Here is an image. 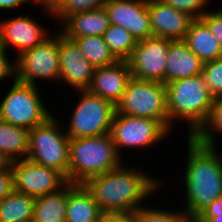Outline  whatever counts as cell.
Wrapping results in <instances>:
<instances>
[{"mask_svg":"<svg viewBox=\"0 0 222 222\" xmlns=\"http://www.w3.org/2000/svg\"><path fill=\"white\" fill-rule=\"evenodd\" d=\"M168 48L169 39L162 37L151 36L138 41L130 57L126 60L132 78L165 84Z\"/></svg>","mask_w":222,"mask_h":222,"instance_id":"11","label":"cell"},{"mask_svg":"<svg viewBox=\"0 0 222 222\" xmlns=\"http://www.w3.org/2000/svg\"><path fill=\"white\" fill-rule=\"evenodd\" d=\"M75 183L67 182L58 191L36 198L34 204V222H66L68 192Z\"/></svg>","mask_w":222,"mask_h":222,"instance_id":"22","label":"cell"},{"mask_svg":"<svg viewBox=\"0 0 222 222\" xmlns=\"http://www.w3.org/2000/svg\"><path fill=\"white\" fill-rule=\"evenodd\" d=\"M104 8L110 24L123 27L137 42L152 36L148 0H110Z\"/></svg>","mask_w":222,"mask_h":222,"instance_id":"13","label":"cell"},{"mask_svg":"<svg viewBox=\"0 0 222 222\" xmlns=\"http://www.w3.org/2000/svg\"><path fill=\"white\" fill-rule=\"evenodd\" d=\"M165 85L169 132L174 127L172 122L182 120L189 126L187 136L192 137L207 120L214 98L206 88L201 74Z\"/></svg>","mask_w":222,"mask_h":222,"instance_id":"3","label":"cell"},{"mask_svg":"<svg viewBox=\"0 0 222 222\" xmlns=\"http://www.w3.org/2000/svg\"><path fill=\"white\" fill-rule=\"evenodd\" d=\"M109 133L70 139L68 182L84 184L89 178L123 164Z\"/></svg>","mask_w":222,"mask_h":222,"instance_id":"4","label":"cell"},{"mask_svg":"<svg viewBox=\"0 0 222 222\" xmlns=\"http://www.w3.org/2000/svg\"><path fill=\"white\" fill-rule=\"evenodd\" d=\"M14 190L12 168L0 172V201Z\"/></svg>","mask_w":222,"mask_h":222,"instance_id":"35","label":"cell"},{"mask_svg":"<svg viewBox=\"0 0 222 222\" xmlns=\"http://www.w3.org/2000/svg\"><path fill=\"white\" fill-rule=\"evenodd\" d=\"M203 66L204 62L189 49L184 40H169L165 84L199 75Z\"/></svg>","mask_w":222,"mask_h":222,"instance_id":"18","label":"cell"},{"mask_svg":"<svg viewBox=\"0 0 222 222\" xmlns=\"http://www.w3.org/2000/svg\"><path fill=\"white\" fill-rule=\"evenodd\" d=\"M62 25L59 32L73 40L82 36H102L110 26V20L105 8H100L72 15Z\"/></svg>","mask_w":222,"mask_h":222,"instance_id":"19","label":"cell"},{"mask_svg":"<svg viewBox=\"0 0 222 222\" xmlns=\"http://www.w3.org/2000/svg\"><path fill=\"white\" fill-rule=\"evenodd\" d=\"M194 219L197 222H222V196L212 201Z\"/></svg>","mask_w":222,"mask_h":222,"instance_id":"32","label":"cell"},{"mask_svg":"<svg viewBox=\"0 0 222 222\" xmlns=\"http://www.w3.org/2000/svg\"><path fill=\"white\" fill-rule=\"evenodd\" d=\"M178 11L185 12L194 19L201 18L208 10L209 0H160Z\"/></svg>","mask_w":222,"mask_h":222,"instance_id":"31","label":"cell"},{"mask_svg":"<svg viewBox=\"0 0 222 222\" xmlns=\"http://www.w3.org/2000/svg\"><path fill=\"white\" fill-rule=\"evenodd\" d=\"M201 76L212 97H222V57L204 63Z\"/></svg>","mask_w":222,"mask_h":222,"instance_id":"30","label":"cell"},{"mask_svg":"<svg viewBox=\"0 0 222 222\" xmlns=\"http://www.w3.org/2000/svg\"><path fill=\"white\" fill-rule=\"evenodd\" d=\"M14 190L38 198L61 189L67 179L57 170L29 159L12 161Z\"/></svg>","mask_w":222,"mask_h":222,"instance_id":"12","label":"cell"},{"mask_svg":"<svg viewBox=\"0 0 222 222\" xmlns=\"http://www.w3.org/2000/svg\"><path fill=\"white\" fill-rule=\"evenodd\" d=\"M12 168V160L0 151V172L10 170Z\"/></svg>","mask_w":222,"mask_h":222,"instance_id":"39","label":"cell"},{"mask_svg":"<svg viewBox=\"0 0 222 222\" xmlns=\"http://www.w3.org/2000/svg\"><path fill=\"white\" fill-rule=\"evenodd\" d=\"M14 64L19 82L37 86V79L59 81V32L15 56Z\"/></svg>","mask_w":222,"mask_h":222,"instance_id":"9","label":"cell"},{"mask_svg":"<svg viewBox=\"0 0 222 222\" xmlns=\"http://www.w3.org/2000/svg\"><path fill=\"white\" fill-rule=\"evenodd\" d=\"M12 81V87L0 101V120L29 130L45 123L52 114L43 102L40 89L16 79Z\"/></svg>","mask_w":222,"mask_h":222,"instance_id":"8","label":"cell"},{"mask_svg":"<svg viewBox=\"0 0 222 222\" xmlns=\"http://www.w3.org/2000/svg\"><path fill=\"white\" fill-rule=\"evenodd\" d=\"M152 36L184 40L194 18L160 0H148Z\"/></svg>","mask_w":222,"mask_h":222,"instance_id":"16","label":"cell"},{"mask_svg":"<svg viewBox=\"0 0 222 222\" xmlns=\"http://www.w3.org/2000/svg\"><path fill=\"white\" fill-rule=\"evenodd\" d=\"M36 198L13 190L0 201V222H29L33 220Z\"/></svg>","mask_w":222,"mask_h":222,"instance_id":"24","label":"cell"},{"mask_svg":"<svg viewBox=\"0 0 222 222\" xmlns=\"http://www.w3.org/2000/svg\"><path fill=\"white\" fill-rule=\"evenodd\" d=\"M32 3L30 0H0V10H11L17 9L21 5H25L24 3Z\"/></svg>","mask_w":222,"mask_h":222,"instance_id":"37","label":"cell"},{"mask_svg":"<svg viewBox=\"0 0 222 222\" xmlns=\"http://www.w3.org/2000/svg\"><path fill=\"white\" fill-rule=\"evenodd\" d=\"M59 81L66 82L75 90H86L90 87L95 68L88 62L79 46L72 39L59 32Z\"/></svg>","mask_w":222,"mask_h":222,"instance_id":"15","label":"cell"},{"mask_svg":"<svg viewBox=\"0 0 222 222\" xmlns=\"http://www.w3.org/2000/svg\"><path fill=\"white\" fill-rule=\"evenodd\" d=\"M78 99L65 133L70 139L87 138L110 133L116 114V105L91 93L88 89L77 90Z\"/></svg>","mask_w":222,"mask_h":222,"instance_id":"7","label":"cell"},{"mask_svg":"<svg viewBox=\"0 0 222 222\" xmlns=\"http://www.w3.org/2000/svg\"><path fill=\"white\" fill-rule=\"evenodd\" d=\"M52 115L29 131L27 159L60 172L68 182L70 138ZM64 130V131H62Z\"/></svg>","mask_w":222,"mask_h":222,"instance_id":"5","label":"cell"},{"mask_svg":"<svg viewBox=\"0 0 222 222\" xmlns=\"http://www.w3.org/2000/svg\"><path fill=\"white\" fill-rule=\"evenodd\" d=\"M188 156L184 174V212L194 219L212 201L222 196V154L187 136ZM220 154V155H219Z\"/></svg>","mask_w":222,"mask_h":222,"instance_id":"2","label":"cell"},{"mask_svg":"<svg viewBox=\"0 0 222 222\" xmlns=\"http://www.w3.org/2000/svg\"><path fill=\"white\" fill-rule=\"evenodd\" d=\"M131 78L127 61H117L110 66L95 68L88 90L116 105L121 100Z\"/></svg>","mask_w":222,"mask_h":222,"instance_id":"17","label":"cell"},{"mask_svg":"<svg viewBox=\"0 0 222 222\" xmlns=\"http://www.w3.org/2000/svg\"><path fill=\"white\" fill-rule=\"evenodd\" d=\"M65 0H50V12H54Z\"/></svg>","mask_w":222,"mask_h":222,"instance_id":"40","label":"cell"},{"mask_svg":"<svg viewBox=\"0 0 222 222\" xmlns=\"http://www.w3.org/2000/svg\"><path fill=\"white\" fill-rule=\"evenodd\" d=\"M100 222H134L133 213H103Z\"/></svg>","mask_w":222,"mask_h":222,"instance_id":"36","label":"cell"},{"mask_svg":"<svg viewBox=\"0 0 222 222\" xmlns=\"http://www.w3.org/2000/svg\"><path fill=\"white\" fill-rule=\"evenodd\" d=\"M103 212L84 184L68 192L66 222H100Z\"/></svg>","mask_w":222,"mask_h":222,"instance_id":"20","label":"cell"},{"mask_svg":"<svg viewBox=\"0 0 222 222\" xmlns=\"http://www.w3.org/2000/svg\"><path fill=\"white\" fill-rule=\"evenodd\" d=\"M73 40L94 68L110 66L118 61L110 52L103 36H82L75 37Z\"/></svg>","mask_w":222,"mask_h":222,"instance_id":"25","label":"cell"},{"mask_svg":"<svg viewBox=\"0 0 222 222\" xmlns=\"http://www.w3.org/2000/svg\"><path fill=\"white\" fill-rule=\"evenodd\" d=\"M34 5H36L38 7H41L43 10H45L43 13L45 14V16L47 17H52L53 13L50 12V0H30ZM50 15H48V14ZM47 14V15H46Z\"/></svg>","mask_w":222,"mask_h":222,"instance_id":"38","label":"cell"},{"mask_svg":"<svg viewBox=\"0 0 222 222\" xmlns=\"http://www.w3.org/2000/svg\"><path fill=\"white\" fill-rule=\"evenodd\" d=\"M201 19L207 24L211 33L218 39L222 48V9L207 11Z\"/></svg>","mask_w":222,"mask_h":222,"instance_id":"33","label":"cell"},{"mask_svg":"<svg viewBox=\"0 0 222 222\" xmlns=\"http://www.w3.org/2000/svg\"><path fill=\"white\" fill-rule=\"evenodd\" d=\"M222 135V97L214 98L209 116L201 128L192 136L196 141L216 146V134Z\"/></svg>","mask_w":222,"mask_h":222,"instance_id":"27","label":"cell"},{"mask_svg":"<svg viewBox=\"0 0 222 222\" xmlns=\"http://www.w3.org/2000/svg\"><path fill=\"white\" fill-rule=\"evenodd\" d=\"M187 222H197L195 219H189Z\"/></svg>","mask_w":222,"mask_h":222,"instance_id":"41","label":"cell"},{"mask_svg":"<svg viewBox=\"0 0 222 222\" xmlns=\"http://www.w3.org/2000/svg\"><path fill=\"white\" fill-rule=\"evenodd\" d=\"M28 14L12 16L0 22V47L5 51L9 48L16 49L17 54L41 44L49 37L42 24H39Z\"/></svg>","mask_w":222,"mask_h":222,"instance_id":"14","label":"cell"},{"mask_svg":"<svg viewBox=\"0 0 222 222\" xmlns=\"http://www.w3.org/2000/svg\"><path fill=\"white\" fill-rule=\"evenodd\" d=\"M116 113L158 120L169 131L166 85L131 78L116 104Z\"/></svg>","mask_w":222,"mask_h":222,"instance_id":"6","label":"cell"},{"mask_svg":"<svg viewBox=\"0 0 222 222\" xmlns=\"http://www.w3.org/2000/svg\"><path fill=\"white\" fill-rule=\"evenodd\" d=\"M109 134L121 156L123 148L152 147L170 132L158 120L116 113Z\"/></svg>","mask_w":222,"mask_h":222,"instance_id":"10","label":"cell"},{"mask_svg":"<svg viewBox=\"0 0 222 222\" xmlns=\"http://www.w3.org/2000/svg\"><path fill=\"white\" fill-rule=\"evenodd\" d=\"M184 41L204 63L222 57V48L218 39L201 18L192 21Z\"/></svg>","mask_w":222,"mask_h":222,"instance_id":"21","label":"cell"},{"mask_svg":"<svg viewBox=\"0 0 222 222\" xmlns=\"http://www.w3.org/2000/svg\"><path fill=\"white\" fill-rule=\"evenodd\" d=\"M110 0H65L54 12L59 26L72 15L104 8Z\"/></svg>","mask_w":222,"mask_h":222,"instance_id":"28","label":"cell"},{"mask_svg":"<svg viewBox=\"0 0 222 222\" xmlns=\"http://www.w3.org/2000/svg\"><path fill=\"white\" fill-rule=\"evenodd\" d=\"M102 36L110 52L118 61H126L137 44V40L130 32L113 24H110Z\"/></svg>","mask_w":222,"mask_h":222,"instance_id":"26","label":"cell"},{"mask_svg":"<svg viewBox=\"0 0 222 222\" xmlns=\"http://www.w3.org/2000/svg\"><path fill=\"white\" fill-rule=\"evenodd\" d=\"M142 168L120 165L89 178L84 185L92 193L103 213H134L149 195L161 190L162 179L152 177ZM162 182V183H161Z\"/></svg>","mask_w":222,"mask_h":222,"instance_id":"1","label":"cell"},{"mask_svg":"<svg viewBox=\"0 0 222 222\" xmlns=\"http://www.w3.org/2000/svg\"><path fill=\"white\" fill-rule=\"evenodd\" d=\"M29 129L0 120V151L12 161L26 159Z\"/></svg>","mask_w":222,"mask_h":222,"instance_id":"23","label":"cell"},{"mask_svg":"<svg viewBox=\"0 0 222 222\" xmlns=\"http://www.w3.org/2000/svg\"><path fill=\"white\" fill-rule=\"evenodd\" d=\"M6 52L2 47H0V82L4 79H15V64L14 60L10 61Z\"/></svg>","mask_w":222,"mask_h":222,"instance_id":"34","label":"cell"},{"mask_svg":"<svg viewBox=\"0 0 222 222\" xmlns=\"http://www.w3.org/2000/svg\"><path fill=\"white\" fill-rule=\"evenodd\" d=\"M141 206L133 213L134 222H187L190 218L184 211H167Z\"/></svg>","mask_w":222,"mask_h":222,"instance_id":"29","label":"cell"}]
</instances>
